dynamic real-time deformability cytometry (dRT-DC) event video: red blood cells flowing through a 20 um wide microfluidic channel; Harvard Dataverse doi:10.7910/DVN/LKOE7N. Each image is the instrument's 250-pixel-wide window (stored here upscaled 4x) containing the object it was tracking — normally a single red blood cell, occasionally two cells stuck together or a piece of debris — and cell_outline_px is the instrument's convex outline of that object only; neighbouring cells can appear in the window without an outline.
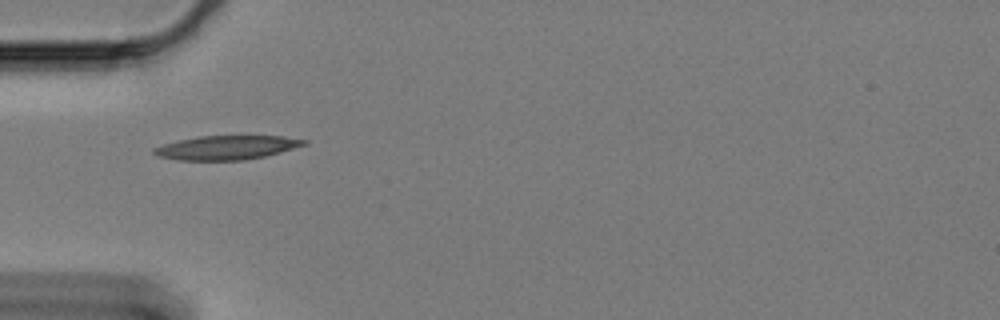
{"species": "Egyptian fruit bat (a non-hibernating species)", "species_latin": "Rousettus aegyptiacus", "temperature_condition": "cold", "stored_images_in_passage": 42, "camera_frame_rate_fps": 3000, "um_per_image_px": 0.085, "animal": {"sex": "female"}, "frame": {"image": 1, "passage_image": 1, "time_ms": 0.0, "image_size_px": [1000, 320], "cell_outline_px": [[308, 144], [264, 156], [244, 160], [180, 160], [160, 156], [152, 152], [152, 148], [176, 140], [196, 136], [280, 136], [308, 140]], "centroid_in_image_um": [19.24, 12.53], "position_along_channel_um": 65.8, "area_um2": 20.87}}
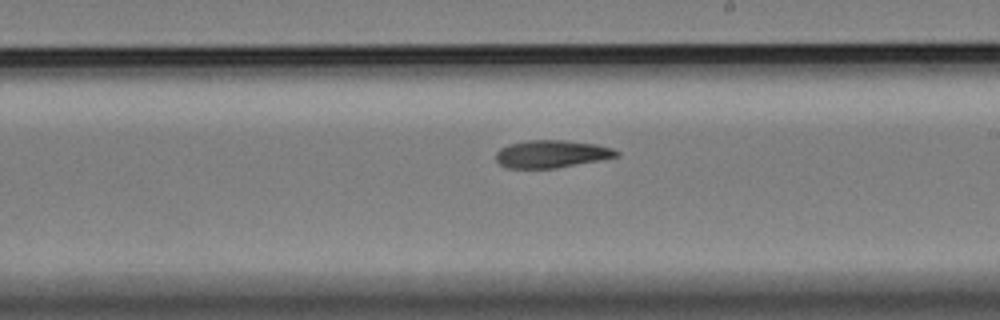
{"frame": {"image": 2, "passage_image": 17, "time_ms": 5.333, "image_size_px": [1000, 320], "cell_outline_px": [[620, 156], [600, 160], [556, 168], [508, 168], [500, 164], [496, 160], [496, 152], [500, 148], [508, 144], [528, 140], [564, 140], [596, 144], [612, 148], [620, 152]], "centroid_in_image_um": [46.89, 13.08], "position_along_channel_um": 242.1, "area_um2": 19.42}}
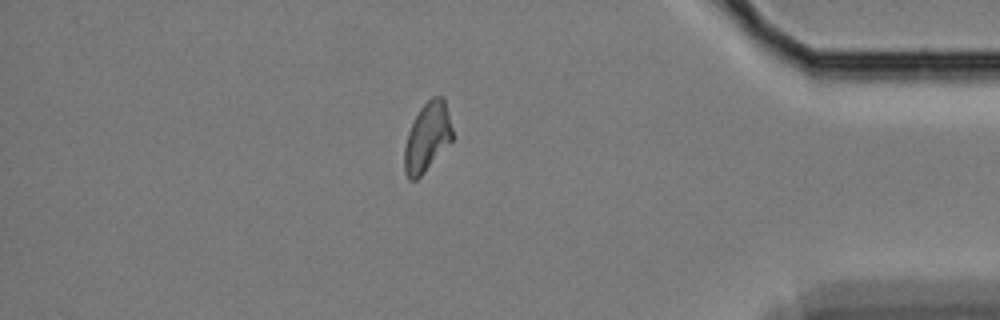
{"frame": {"image": 3, "passage_image": 34, "time_ms": 11.0, "image_size_px": [1000, 320], "cell_outline_px": [[452, 140], [424, 172], [416, 180], [408, 180], [404, 172], [404, 148], [408, 132], [420, 108], [432, 96], [444, 96], [452, 128]], "centroid_in_image_um": [36.3, 11.66], "position_along_channel_um": 398.9, "area_um2": 19.13}, "authors_computed_cell_mechanics": {"area_um2": 19.4208, "velocity_mm_per_s": 3.3198, "shape_relaxation_time_tau1_ms": null, "shape_relaxation_time_tau2_ms": 7.1128, "deformation_change_tau1": null, "deformation_change_tau2": 0.1328}}